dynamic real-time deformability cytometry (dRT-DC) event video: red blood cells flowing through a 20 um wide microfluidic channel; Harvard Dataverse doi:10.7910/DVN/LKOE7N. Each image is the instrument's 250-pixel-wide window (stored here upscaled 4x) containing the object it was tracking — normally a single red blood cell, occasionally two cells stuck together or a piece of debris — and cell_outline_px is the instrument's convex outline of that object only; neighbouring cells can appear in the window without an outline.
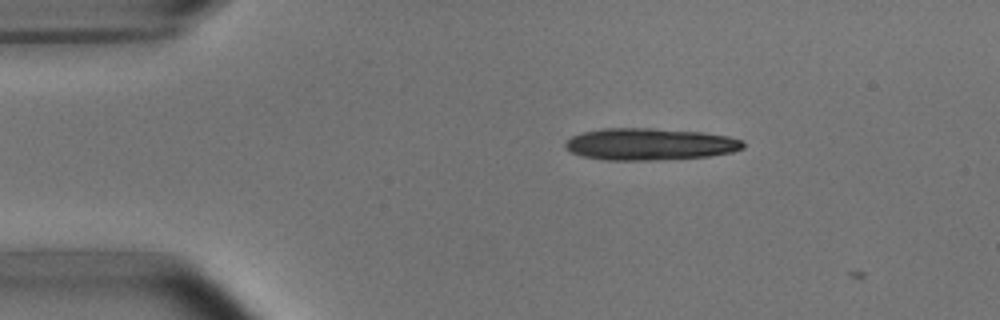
{"species": "common noctule bat (a hibernating species)", "species_latin": "Nyctalus noctula", "temperature_condition": "room temperature", "stored_images_in_passage": 2, "camera_frame_rate_fps": 3000, "um_per_image_px": 0.085, "animal": {"sex": "male", "body_mass_g": 15.6}, "frame": {"image": 1, "passage_image": 1, "time_ms": 0.0, "image_size_px": [1000, 320], "cell_outline_px": [[744, 148], [732, 152], [708, 156], [656, 160], [604, 160], [580, 156], [564, 148], [564, 144], [572, 136], [584, 132], [600, 128], [652, 128], [700, 132], [728, 136], [744, 140]], "centroid_in_image_um": [55.21, 12.25], "position_along_channel_um": 29.8, "area_um2": 33.18}}